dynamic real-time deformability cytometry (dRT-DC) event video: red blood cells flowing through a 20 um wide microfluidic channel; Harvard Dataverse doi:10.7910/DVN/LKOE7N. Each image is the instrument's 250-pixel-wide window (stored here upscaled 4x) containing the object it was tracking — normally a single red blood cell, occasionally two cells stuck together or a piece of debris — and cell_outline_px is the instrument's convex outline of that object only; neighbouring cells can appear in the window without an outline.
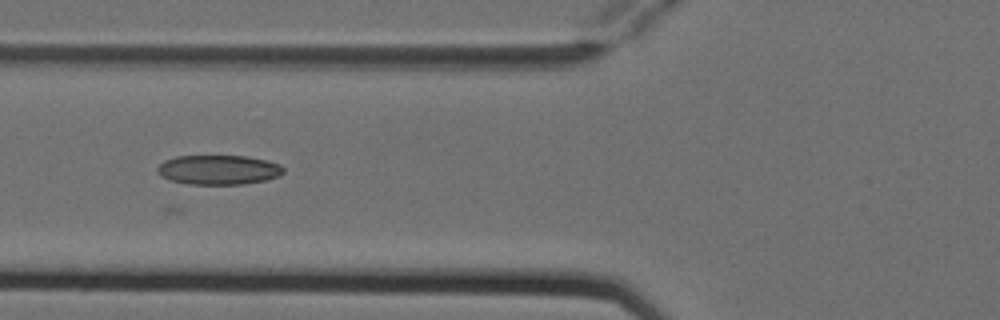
{"species": "Egyptian fruit bat (a non-hibernating species)", "species_latin": "Rousettus aegyptiacus", "temperature_condition": "cold", "stored_images_in_passage": 9, "camera_frame_rate_fps": 3000, "um_per_image_px": 0.085, "animal": {"sex": "female"}, "frame": {"image": 1, "passage_image": 6, "time_ms": 1.667, "image_size_px": [1000, 320], "cell_outline_px": [[284, 172], [268, 180], [244, 184], [188, 184], [168, 180], [160, 176], [156, 172], [156, 168], [164, 160], [176, 156], [248, 156], [268, 160], [280, 164], [284, 168]], "centroid_in_image_um": [18.55, 14.43], "position_along_channel_um": 107.2, "area_um2": 21.96}}
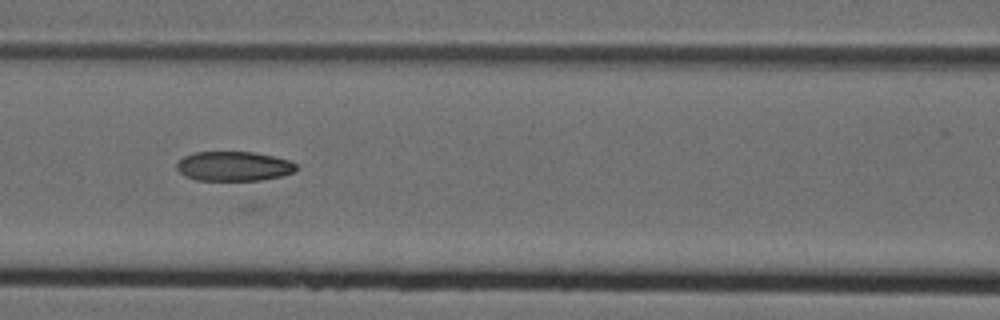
{"frame": {"image": 2, "passage_image": 7, "time_ms": 2.0, "image_size_px": [1000, 320], "cell_outline_px": [[296, 172], [280, 176], [260, 180], [196, 180], [184, 176], [176, 168], [176, 164], [184, 156], [196, 152], [252, 152], [272, 156], [288, 160], [296, 164]], "centroid_in_image_um": [19.85, 14.13], "position_along_channel_um": 146.8, "area_um2": 20.46}}
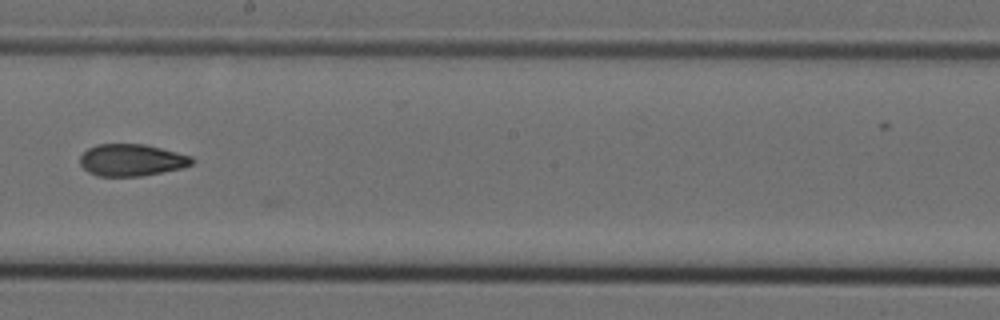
{"frame": {"image": 3, "passage_image": 9, "time_ms": 2.667, "image_size_px": [1000, 320], "cell_outline_px": [[196, 160], [192, 164], [180, 168], [140, 176], [96, 176], [88, 172], [80, 164], [80, 156], [88, 148], [100, 144], [144, 144], [192, 156]], "centroid_in_image_um": [11.17, 13.6], "position_along_channel_um": 237.0, "area_um2": 20.69}}